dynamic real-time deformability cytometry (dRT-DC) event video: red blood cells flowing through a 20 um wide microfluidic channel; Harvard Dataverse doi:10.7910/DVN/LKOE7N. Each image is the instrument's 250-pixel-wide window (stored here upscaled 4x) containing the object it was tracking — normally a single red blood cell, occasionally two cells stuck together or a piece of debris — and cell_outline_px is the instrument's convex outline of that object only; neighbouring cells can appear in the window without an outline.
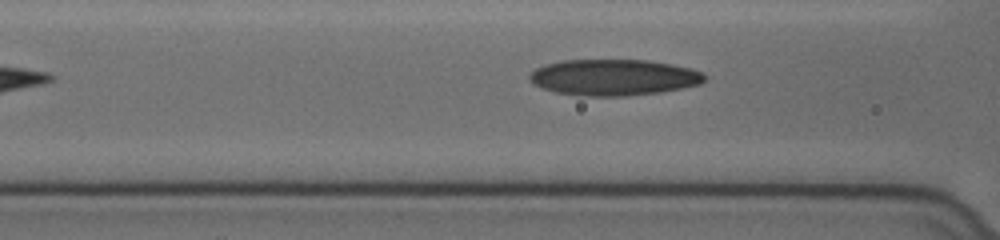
{"species": "human", "species_latin": "Homo sapiens", "temperature_condition": "cold", "stored_images_in_passage": 31, "camera_frame_rate_fps": 3000, "um_per_image_px": 0.085, "donor": {"sex": "female"}, "frame": {"image": 1, "passage_image": 5, "time_ms": 1.333, "image_size_px": [1000, 240], "cell_outline_px": [[704, 80], [700, 84], [660, 92], [628, 96], [580, 96], [556, 92], [544, 88], [528, 80], [528, 76], [536, 68], [544, 64], [560, 60], [648, 60], [672, 64], [692, 68], [704, 72]], "centroid_in_image_um": [52.16, 6.57], "position_along_channel_um": 114.4, "area_um2": 36.99}}
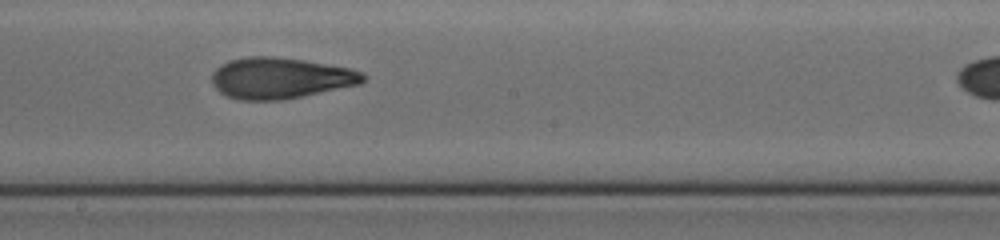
{"frame": {"image": 2, "passage_image": 14, "time_ms": 4.333, "image_size_px": [1000, 240], "cell_outline_px": [[368, 76], [360, 84], [284, 100], [240, 100], [228, 96], [220, 92], [212, 84], [212, 72], [220, 64], [228, 60], [248, 56], [272, 56], [304, 60], [352, 68], [364, 72]], "centroid_in_image_um": [23.84, 6.63], "position_along_channel_um": 224.4, "area_um2": 36.53}}
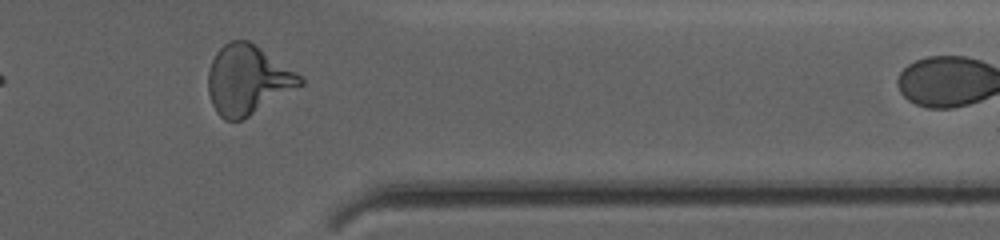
{"frame": {"image": 3, "passage_image": 28, "time_ms": 9.0, "image_size_px": [1000, 240], "cell_outline_px": [[304, 84], [248, 116], [240, 120], [224, 120], [216, 112], [212, 104], [208, 92], [208, 72], [212, 60], [216, 52], [224, 44], [232, 40], [248, 40], [300, 76], [304, 80]], "centroid_in_image_um": [21.0, 6.8], "position_along_channel_um": 390.4, "area_um2": 36.41}}